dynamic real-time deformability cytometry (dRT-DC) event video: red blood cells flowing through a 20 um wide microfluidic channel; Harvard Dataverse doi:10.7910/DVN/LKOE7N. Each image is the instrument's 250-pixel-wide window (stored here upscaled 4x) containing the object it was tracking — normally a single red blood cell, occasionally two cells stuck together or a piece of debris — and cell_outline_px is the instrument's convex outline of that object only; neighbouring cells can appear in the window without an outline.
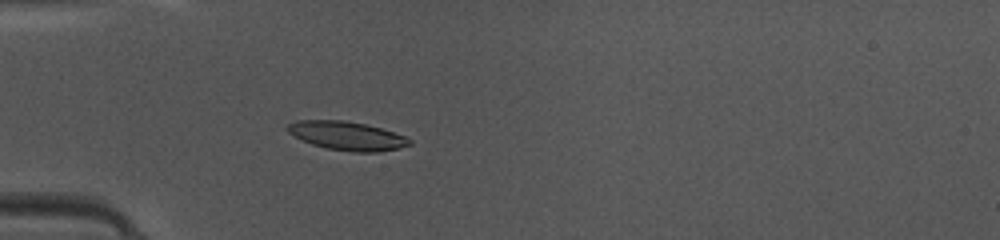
{"species": "common noctule bat (a hibernating species)", "species_latin": "Nyctalus noctula", "temperature_condition": "warm", "stored_images_in_passage": 34, "camera_frame_rate_fps": 3000, "um_per_image_px": 0.085, "animal": {"sex": "female", "body_mass_g": 10.0, "forearm_length_mm": 53.1}, "frame": {"image": 1, "passage_image": 1, "time_ms": 0.0, "image_size_px": [1000, 240], "cell_outline_px": [[412, 144], [380, 152], [352, 152], [328, 148], [312, 144], [288, 132], [284, 128], [288, 124], [296, 120], [344, 120], [364, 124], [380, 128], [404, 136], [412, 140]], "centroid_in_image_um": [29.48, 11.54], "position_along_channel_um": 55.5, "area_um2": 20.17}}
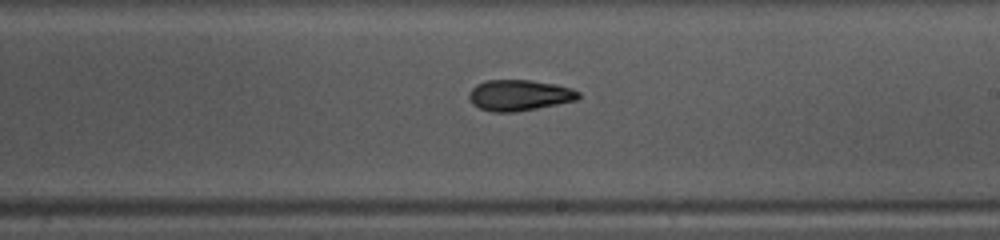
{"frame": {"image": 2, "passage_image": 15, "time_ms": 4.667, "image_size_px": [1000, 240], "cell_outline_px": [[580, 96], [576, 100], [516, 112], [492, 112], [480, 108], [472, 104], [468, 96], [472, 88], [476, 84], [488, 80], [528, 80], [556, 84], [572, 88], [580, 92]], "centroid_in_image_um": [44.13, 8.09], "position_along_channel_um": 244.9, "area_um2": 19.65}}
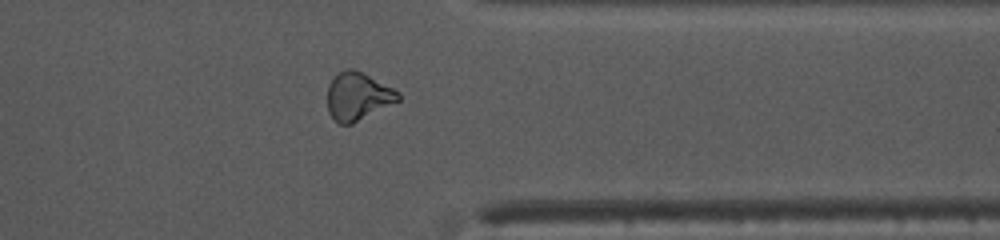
{"frame": {"image": 3, "passage_image": 25, "time_ms": 8.0, "image_size_px": [1000, 240], "cell_outline_px": [[400, 100], [352, 124], [340, 124], [328, 112], [328, 84], [340, 72], [348, 68], [352, 68], [400, 92]], "centroid_in_image_um": [30.41, 8.2], "position_along_channel_um": 381.0, "area_um2": 19.31}, "authors_computed_cell_mechanics": {"area_um2": 19.8832, "velocity_mm_per_s": 4.1908, "shape_relaxation_time_tau1_ms": 7.4127, "shape_relaxation_time_tau2_ms": 4.8365, "deformation_change_tau1": 0.1907, "deformation_change_tau2": 0.1169}}